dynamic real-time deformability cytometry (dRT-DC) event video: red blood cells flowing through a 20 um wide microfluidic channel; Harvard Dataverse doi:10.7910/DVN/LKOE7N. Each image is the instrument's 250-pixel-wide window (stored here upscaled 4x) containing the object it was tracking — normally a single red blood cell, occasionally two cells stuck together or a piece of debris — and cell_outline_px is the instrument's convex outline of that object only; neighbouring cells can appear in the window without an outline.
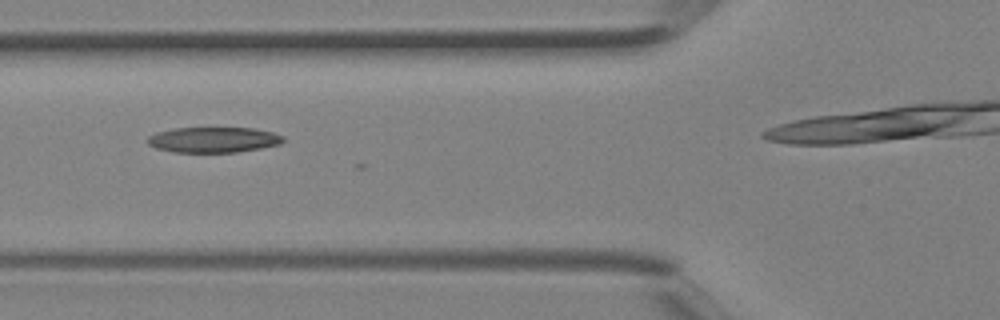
{"species": "Egyptian fruit bat (a non-hibernating species)", "species_latin": "Rousettus aegyptiacus", "temperature_condition": "room temperature", "stored_images_in_passage": 23, "camera_frame_rate_fps": 3000, "um_per_image_px": 0.085, "animal": {"sex": "female"}, "frame": {"image": 1, "passage_image": 10, "time_ms": 3.0, "image_size_px": [1000, 320], "cell_outline_px": [[284, 140], [280, 144], [260, 148], [236, 152], [176, 152], [156, 148], [148, 144], [148, 136], [156, 132], [172, 128], [256, 128], [272, 132], [284, 136]], "centroid_in_image_um": [18.14, 11.87], "position_along_channel_um": 107.7, "area_um2": 20.11}}
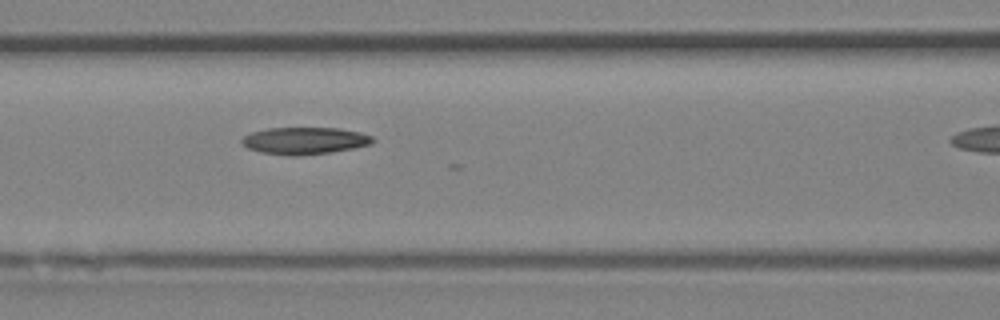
{"frame": {"image": 2, "passage_image": 12, "time_ms": 3.667, "image_size_px": [1000, 320], "cell_outline_px": [[376, 140], [372, 144], [332, 152], [300, 156], [288, 156], [260, 152], [248, 148], [240, 140], [244, 136], [252, 132], [268, 128], [340, 128], [360, 132], [372, 136]], "centroid_in_image_um": [25.92, 11.96], "position_along_channel_um": 140.7, "area_um2": 20.75}}
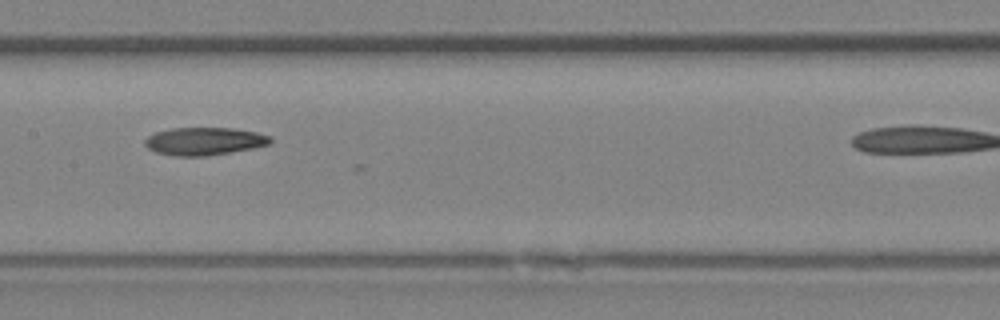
{"frame": {"image": 3, "passage_image": 15, "time_ms": 4.667, "image_size_px": [1000, 320], "cell_outline_px": [[272, 140], [268, 144], [252, 148], [208, 156], [176, 156], [156, 152], [148, 148], [144, 144], [144, 140], [148, 136], [156, 132], [172, 128], [232, 128], [256, 132], [272, 136]], "centroid_in_image_um": [17.35, 12.0], "position_along_channel_um": 190.0, "area_um2": 20.23}}